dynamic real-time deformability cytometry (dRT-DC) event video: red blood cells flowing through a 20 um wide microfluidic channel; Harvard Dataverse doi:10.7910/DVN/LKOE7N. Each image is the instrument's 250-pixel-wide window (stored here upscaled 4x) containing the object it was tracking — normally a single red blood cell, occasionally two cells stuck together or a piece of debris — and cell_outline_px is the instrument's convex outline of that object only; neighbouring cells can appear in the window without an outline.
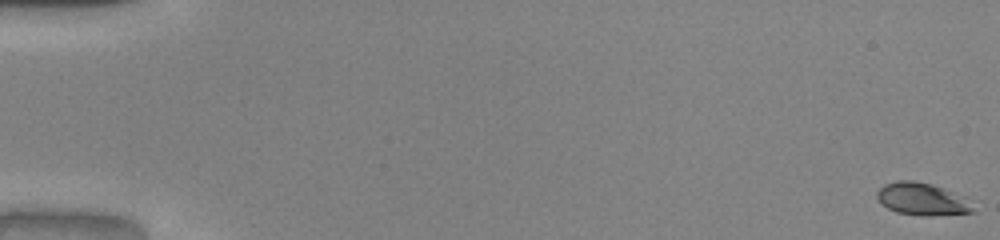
{"species": "common noctule bat (a hibernating species)", "species_latin": "Nyctalus noctula", "temperature_condition": "warm", "stored_images_in_passage": 52, "camera_frame_rate_fps": 3000, "um_per_image_px": 0.085, "animal": {"sex": "male", "body_mass_g": 20.0, "forearm_length_mm": 53.3}, "frame": {"image": 1, "passage_image": 1, "time_ms": 0.0, "image_size_px": [1000, 240], "cell_outline_px": [[976, 212], [928, 216], [924, 216], [896, 212], [880, 204], [876, 196], [876, 192], [884, 184], [896, 180], [912, 180], [932, 184], [968, 196]], "centroid_in_image_um": [78.42, 16.91], "position_along_channel_um": 6.6, "area_um2": 18.61}}
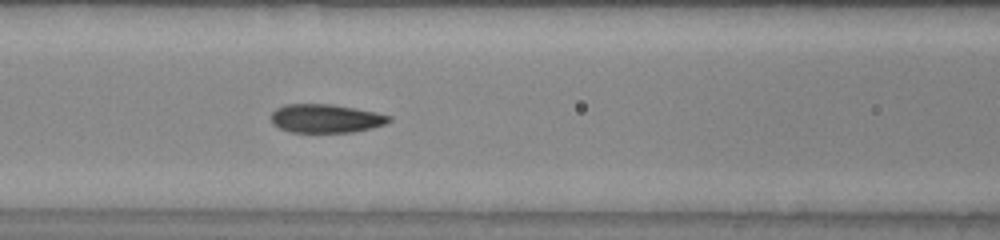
{"frame": {"image": 2, "passage_image": 24, "time_ms": 7.667, "image_size_px": [1000, 240], "cell_outline_px": [[392, 120], [384, 124], [372, 128], [352, 132], [292, 132], [280, 128], [272, 124], [272, 112], [276, 108], [284, 104], [332, 104], [376, 112], [392, 116]], "centroid_in_image_um": [27.7, 10.06], "position_along_channel_um": 138.9, "area_um2": 19.65}}
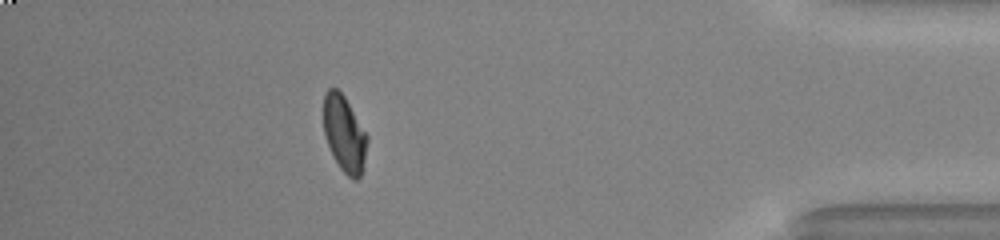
{"frame": {"image": 3, "passage_image": 47, "time_ms": 15.333, "image_size_px": [1000, 240], "cell_outline_px": [[368, 140], [364, 160], [360, 176], [356, 180], [352, 180], [340, 168], [332, 156], [324, 136], [324, 92], [328, 88], [336, 88], [344, 96], [368, 136]], "centroid_in_image_um": [29.25, 11.38], "position_along_channel_um": 405.9, "area_um2": 19.31}, "authors_computed_cell_mechanics": {"area_um2": 19.7098, "velocity_mm_per_s": 4.0525, "shape_relaxation_time_tau1_ms": 4.0673, "shape_relaxation_time_tau2_ms": 0.6455, "deformation_change_tau1": 0.2146, "deformation_change_tau2": 0.0583}}